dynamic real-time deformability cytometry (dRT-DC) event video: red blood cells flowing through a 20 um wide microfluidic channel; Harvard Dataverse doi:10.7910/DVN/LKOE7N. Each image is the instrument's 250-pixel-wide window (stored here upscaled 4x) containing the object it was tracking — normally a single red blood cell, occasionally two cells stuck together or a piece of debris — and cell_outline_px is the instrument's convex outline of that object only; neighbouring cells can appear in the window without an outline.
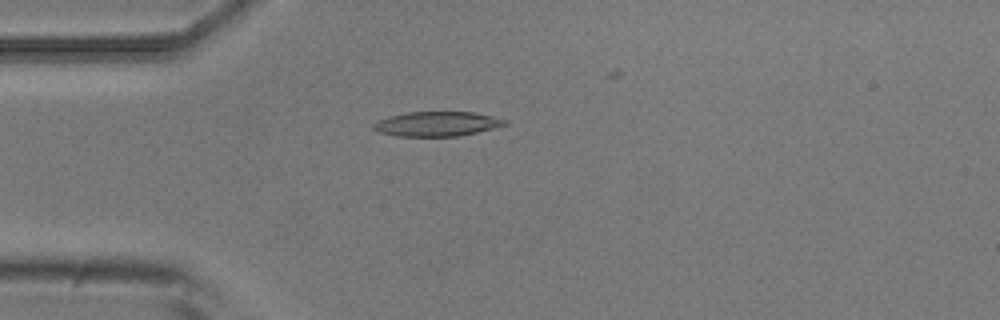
{"species": "common noctule bat (a hibernating species)", "species_latin": "Nyctalus noctula", "temperature_condition": "room temperature", "stored_images_in_passage": 3, "camera_frame_rate_fps": 3000, "um_per_image_px": 0.085, "animal": {"sex": "male", "body_mass_g": 20.5, "forearm_length_mm": 52.5}, "frame": {"image": 1, "passage_image": 1, "time_ms": 0.0, "image_size_px": [1000, 320], "cell_outline_px": [[508, 124], [476, 132], [456, 136], [396, 136], [380, 132], [372, 128], [372, 124], [388, 116], [408, 112], [472, 112], [492, 116], [508, 120]], "centroid_in_image_um": [37.13, 10.52], "position_along_channel_um": 47.9, "area_um2": 18.67}}